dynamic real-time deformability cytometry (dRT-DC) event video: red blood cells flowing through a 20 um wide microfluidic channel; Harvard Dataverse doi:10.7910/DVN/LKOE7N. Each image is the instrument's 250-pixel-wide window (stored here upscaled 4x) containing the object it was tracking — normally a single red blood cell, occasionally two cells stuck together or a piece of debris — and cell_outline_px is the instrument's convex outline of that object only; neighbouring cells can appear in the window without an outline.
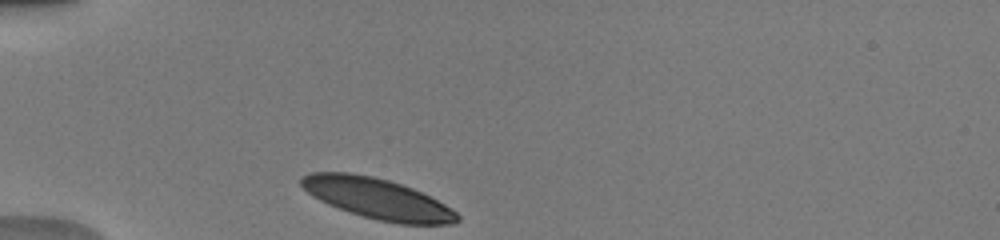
{"species": "human", "species_latin": "Homo sapiens", "temperature_condition": "warm", "stored_images_in_passage": 31, "camera_frame_rate_fps": 3000, "um_per_image_px": 0.085, "donor": {"sex": "male"}, "frame": {"image": 1, "passage_image": 1, "time_ms": 0.0, "image_size_px": [1000, 240], "cell_outline_px": [[460, 220], [452, 224], [400, 224], [380, 220], [348, 212], [328, 204], [312, 196], [300, 184], [300, 176], [312, 172], [348, 172], [372, 176], [388, 180], [412, 188], [452, 208], [460, 216]], "centroid_in_image_um": [32.06, 16.88], "position_along_channel_um": 52.9, "area_um2": 36.7}}
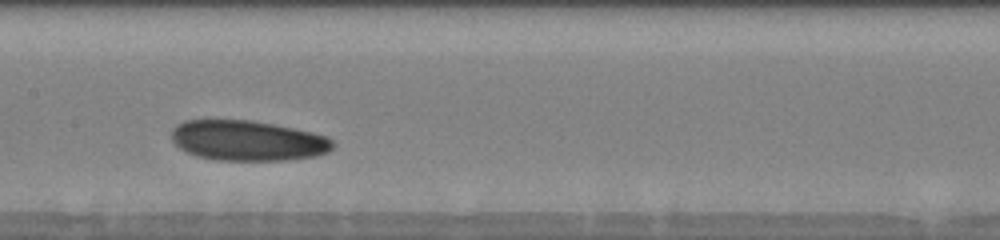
{"frame": {"image": 2, "passage_image": 13, "time_ms": 4.0, "image_size_px": [1000, 240], "cell_outline_px": [[336, 144], [328, 152], [316, 156], [288, 160], [216, 160], [196, 156], [180, 148], [172, 140], [172, 128], [176, 124], [184, 120], [252, 120], [312, 132], [324, 136], [332, 140]], "centroid_in_image_um": [21.04, 11.95], "position_along_channel_um": 186.4, "area_um2": 37.86}}
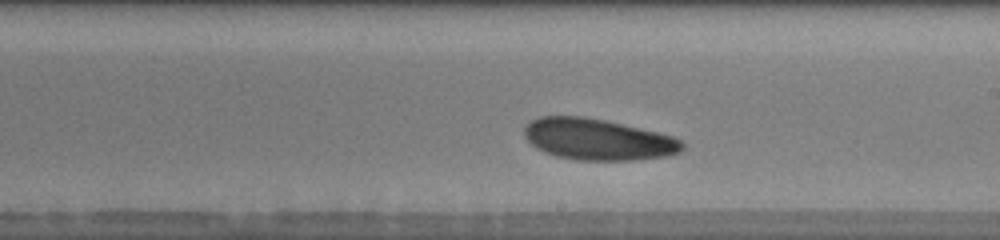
{"frame": {"image": 3, "passage_image": 17, "time_ms": 5.333, "image_size_px": [1000, 240], "cell_outline_px": [[684, 148], [680, 152], [668, 156], [632, 160], [576, 160], [556, 156], [544, 152], [536, 148], [524, 136], [524, 128], [532, 120], [540, 116], [584, 116], [604, 120], [656, 132], [672, 136], [680, 140], [684, 144]], "centroid_in_image_um": [50.8, 11.85], "position_along_channel_um": 238.2, "area_um2": 37.86}, "authors_computed_cell_mechanics": {"area_um2": 37.6856, "velocity_mm_per_s": 3.8957, "shape_relaxation_time_tau1_ms": 2.1235, "shape_relaxation_time_tau2_ms": null, "deformation_change_tau1": 0.0741, "deformation_change_tau2": null}}